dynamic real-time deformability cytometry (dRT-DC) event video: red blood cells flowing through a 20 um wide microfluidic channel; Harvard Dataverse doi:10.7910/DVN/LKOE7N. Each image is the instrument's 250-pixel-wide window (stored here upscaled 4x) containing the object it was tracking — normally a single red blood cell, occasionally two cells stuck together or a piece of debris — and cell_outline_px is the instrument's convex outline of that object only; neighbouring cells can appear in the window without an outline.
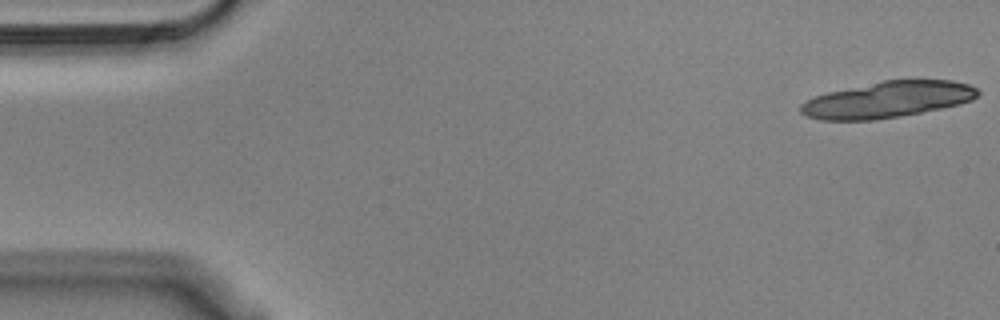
{"species": "Egyptian fruit bat (a non-hibernating species)", "species_latin": "Rousettus aegyptiacus", "temperature_condition": "cold", "stored_images_in_passage": 18, "camera_frame_rate_fps": 3000, "um_per_image_px": 0.085, "animal": {"sex": "male"}, "frame": {"image": 1, "passage_image": 1, "time_ms": 0.0, "image_size_px": [1000, 320], "cell_outline_px": [[980, 96], [972, 100], [960, 104], [900, 116], [872, 120], [820, 120], [808, 116], [800, 112], [800, 104], [816, 96], [828, 92], [884, 80], [952, 80], [968, 84], [976, 88], [980, 92]], "centroid_in_image_um": [75.47, 8.46], "position_along_channel_um": 9.5, "area_um2": 37.11}}